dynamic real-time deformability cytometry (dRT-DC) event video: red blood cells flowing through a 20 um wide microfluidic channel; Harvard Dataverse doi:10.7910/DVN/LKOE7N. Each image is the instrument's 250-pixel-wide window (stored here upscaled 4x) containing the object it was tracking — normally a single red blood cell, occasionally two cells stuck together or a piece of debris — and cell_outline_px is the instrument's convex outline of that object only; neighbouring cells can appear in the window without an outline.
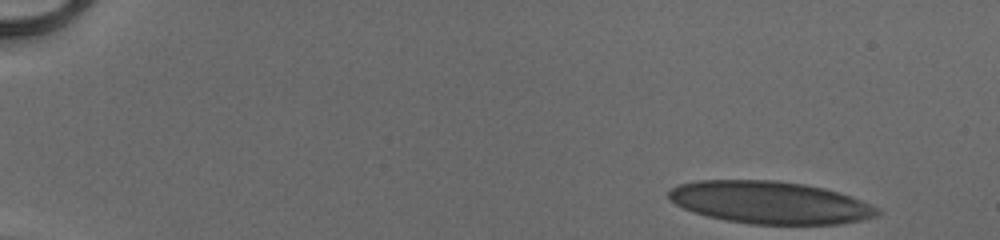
{"species": "human", "species_latin": "Homo sapiens", "temperature_condition": "cold", "stored_images_in_passage": 48, "camera_frame_rate_fps": 3000, "um_per_image_px": 0.085, "donor": {"sex": "male"}, "frame": {"image": 1, "passage_image": 1, "time_ms": 0.0, "image_size_px": [1000, 240], "cell_outline_px": [[880, 212], [876, 216], [860, 220], [836, 224], [752, 224], [724, 220], [692, 212], [676, 204], [668, 196], [668, 192], [672, 188], [680, 184], [700, 180], [776, 180], [804, 184], [824, 188], [860, 200], [880, 208]], "centroid_in_image_um": [65.43, 17.21], "position_along_channel_um": 19.6, "area_um2": 51.27}}
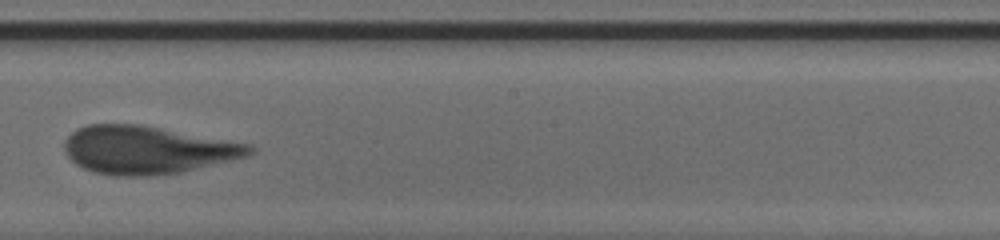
{"frame": {"image": 2, "passage_image": 28, "time_ms": 9.0, "image_size_px": [1000, 240], "cell_outline_px": [[256, 152], [248, 156], [180, 172], [148, 176], [116, 176], [92, 172], [76, 164], [64, 152], [64, 140], [72, 132], [88, 124], [140, 124], [252, 144], [256, 148]], "centroid_in_image_um": [12.53, 12.74], "position_along_channel_um": 235.7, "area_um2": 51.79}}
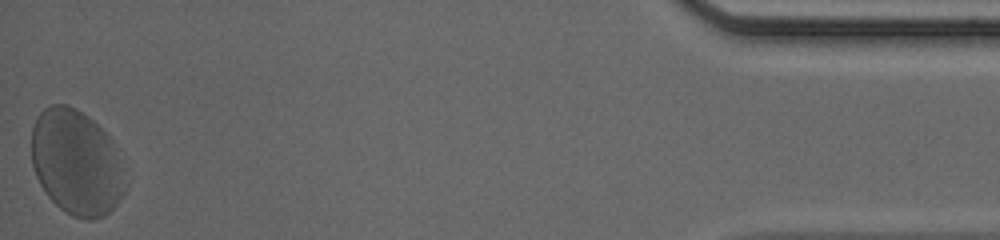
{"frame": {"image": 3, "passage_image": 48, "time_ms": 15.667, "image_size_px": [1000, 240], "cell_outline_px": [[128, 184], [120, 200], [104, 216], [92, 220], [88, 220], [72, 216], [64, 212], [48, 196], [40, 184], [36, 176], [32, 164], [32, 128], [36, 116], [44, 108], [52, 104], [68, 104], [76, 108], [92, 120], [112, 140]], "centroid_in_image_um": [6.49, 13.82], "position_along_channel_um": 428.7, "area_um2": 57.68}}